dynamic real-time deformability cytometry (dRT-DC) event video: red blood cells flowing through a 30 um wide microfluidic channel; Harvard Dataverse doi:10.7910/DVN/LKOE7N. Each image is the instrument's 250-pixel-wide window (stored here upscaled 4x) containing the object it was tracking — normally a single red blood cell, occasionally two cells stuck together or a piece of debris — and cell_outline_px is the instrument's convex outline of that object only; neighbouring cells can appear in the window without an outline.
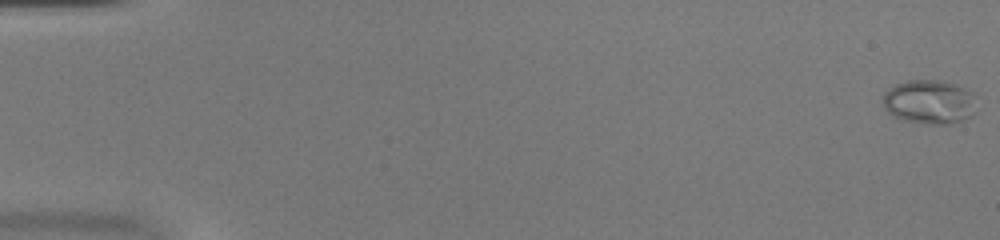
{"species": "common noctule bat (a hibernating species)", "species_latin": "Nyctalus noctula", "temperature_condition": "warm", "stored_images_in_passage": 53, "camera_frame_rate_fps": 3000, "um_per_image_px": 0.085, "animal": {"sex": "female", "body_mass_g": 20.0, "forearm_length_mm": 54.0}, "frame": {"image": 1, "passage_image": 1, "time_ms": 0.0, "image_size_px": [1000, 240], "cell_outline_px": [[976, 112], [972, 116], [952, 124], [928, 124], [904, 120], [892, 116], [884, 108], [884, 92], [888, 88], [896, 84], [908, 80], [940, 80], [960, 84], [972, 92]], "centroid_in_image_um": [79.02, 8.66], "position_along_channel_um": 6.0, "area_um2": 24.39}}
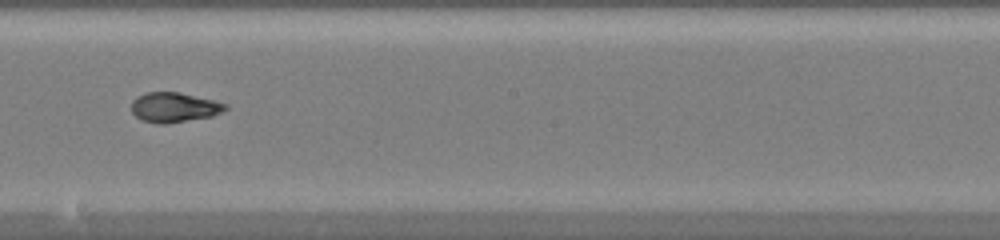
{"frame": {"image": 2, "passage_image": 31, "time_ms": 10.0, "image_size_px": [1000, 240], "cell_outline_px": [[228, 108], [212, 116], [164, 124], [156, 124], [140, 120], [132, 112], [132, 100], [136, 96], [148, 92], [180, 92], [228, 104]], "centroid_in_image_um": [14.77, 9.12], "position_along_channel_um": 233.4, "area_um2": 16.3}}
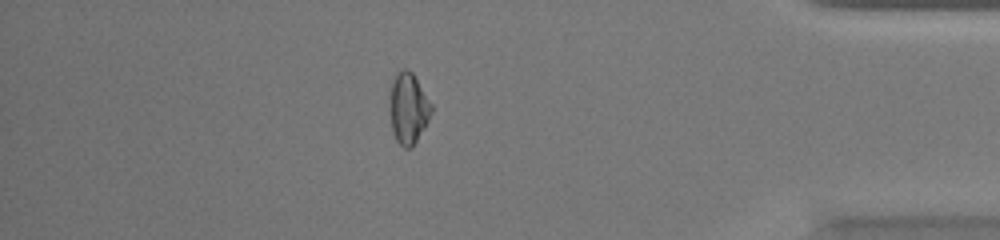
{"frame": {"image": 3, "passage_image": 46, "time_ms": 15.0, "image_size_px": [1000, 240], "cell_outline_px": [[432, 112], [428, 120], [412, 148], [404, 148], [396, 140], [392, 132], [388, 96], [388, 88], [396, 72], [404, 68], [408, 68], [412, 72], [432, 104]], "centroid_in_image_um": [34.66, 9.17], "position_along_channel_um": 400.5, "area_um2": 17.57}}